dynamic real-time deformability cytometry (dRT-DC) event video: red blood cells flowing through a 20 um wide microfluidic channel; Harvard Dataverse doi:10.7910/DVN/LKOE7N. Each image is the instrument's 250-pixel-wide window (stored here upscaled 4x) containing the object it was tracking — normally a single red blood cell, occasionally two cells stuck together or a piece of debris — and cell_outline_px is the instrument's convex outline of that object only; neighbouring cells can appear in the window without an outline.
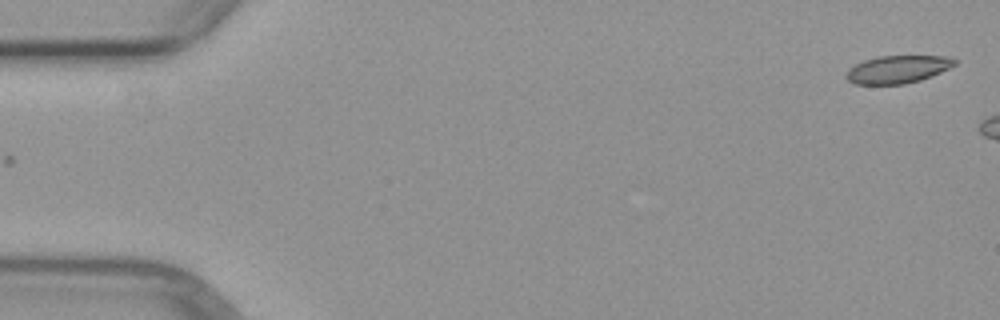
{"species": "common noctule bat (a hibernating species)", "species_latin": "Nyctalus noctula", "temperature_condition": "warm", "stored_images_in_passage": 2, "camera_frame_rate_fps": 3000, "um_per_image_px": 0.085, "animal": {"sex": "female", "body_mass_g": 29.2, "forearm_length_mm": 56.3}, "frame": {"image": 1, "passage_image": 2, "time_ms": 1.667, "image_size_px": [1000, 320], "cell_outline_px": [[956, 64], [940, 72], [920, 80], [904, 84], [856, 84], [848, 80], [844, 76], [848, 68], [864, 60], [880, 56], [944, 56], [956, 60]], "centroid_in_image_um": [76.26, 5.89], "position_along_channel_um": 8.7, "area_um2": 17.34}}